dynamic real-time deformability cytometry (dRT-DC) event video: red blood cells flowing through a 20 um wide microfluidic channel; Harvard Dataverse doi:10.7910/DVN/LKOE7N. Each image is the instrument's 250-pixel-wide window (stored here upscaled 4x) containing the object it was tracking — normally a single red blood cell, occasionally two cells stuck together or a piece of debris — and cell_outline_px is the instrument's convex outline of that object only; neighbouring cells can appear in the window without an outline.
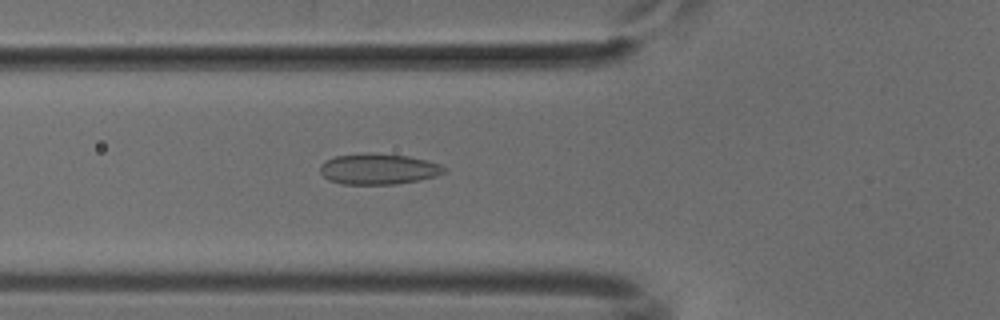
{"species": "common noctule bat (a hibernating species)", "species_latin": "Nyctalus noctula", "temperature_condition": "cold", "stored_images_in_passage": 52, "camera_frame_rate_fps": 3000, "um_per_image_px": 0.085, "animal": {"sex": "male", "body_mass_g": 18.8}, "frame": {"image": 1, "passage_image": 19, "time_ms": 6.0, "image_size_px": [1000, 320], "cell_outline_px": [[444, 172], [436, 176], [420, 180], [396, 184], [344, 184], [328, 180], [320, 172], [320, 164], [324, 160], [336, 156], [364, 152], [372, 152], [408, 156], [440, 164], [444, 168]], "centroid_in_image_um": [32.12, 14.35], "position_along_channel_um": 93.7, "area_um2": 22.37}}
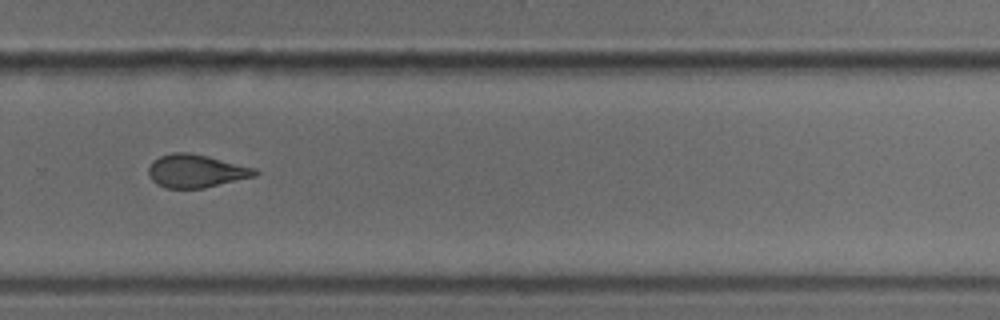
{"frame": {"image": 2, "passage_image": 36, "time_ms": 11.667, "image_size_px": [1000, 320], "cell_outline_px": [[260, 172], [256, 176], [204, 188], [164, 188], [156, 184], [148, 176], [148, 168], [152, 160], [160, 156], [172, 152], [188, 152], [208, 156], [256, 168]], "centroid_in_image_um": [16.65, 14.53], "position_along_channel_um": 313.2, "area_um2": 20.75}}
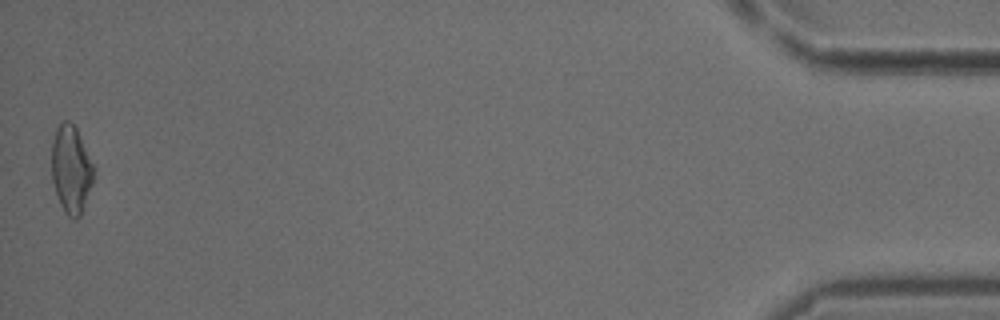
{"frame": {"image": 3, "passage_image": 52, "time_ms": 17.0, "image_size_px": [1000, 320], "cell_outline_px": [[92, 184], [80, 216], [76, 220], [72, 220], [64, 212], [60, 204], [52, 180], [52, 140], [56, 128], [64, 120], [68, 120], [76, 128], [92, 164]], "centroid_in_image_um": [6.01, 14.42], "position_along_channel_um": 429.2, "area_um2": 21.04}}